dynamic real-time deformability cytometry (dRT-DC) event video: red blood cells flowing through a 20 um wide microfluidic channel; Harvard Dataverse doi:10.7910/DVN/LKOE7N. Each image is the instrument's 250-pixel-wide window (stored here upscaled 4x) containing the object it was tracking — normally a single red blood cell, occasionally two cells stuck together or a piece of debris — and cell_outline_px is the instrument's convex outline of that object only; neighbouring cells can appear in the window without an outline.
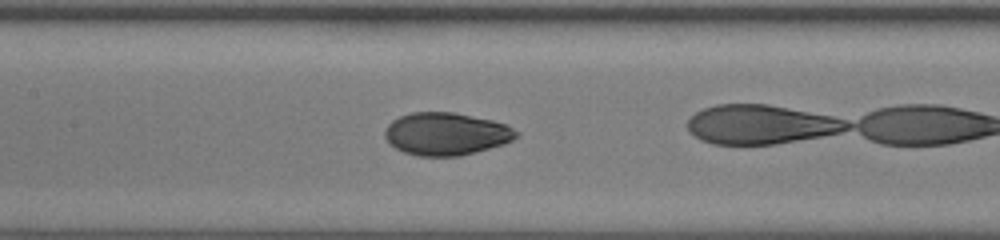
{"species": "human", "species_latin": "Homo sapiens", "temperature_condition": "room temperature", "stored_images_in_passage": 26, "camera_frame_rate_fps": 3000, "um_per_image_px": 0.085, "donor": {"sex": "female"}, "frame": {"image": 1, "passage_image": 12, "time_ms": 3.667, "image_size_px": [1000, 240], "cell_outline_px": [[520, 136], [504, 144], [460, 156], [420, 156], [404, 152], [396, 148], [384, 136], [384, 128], [392, 120], [400, 116], [412, 112], [452, 112], [492, 120], [508, 124], [520, 132]], "centroid_in_image_um": [37.95, 11.37], "position_along_channel_um": 169.4, "area_um2": 32.77}}